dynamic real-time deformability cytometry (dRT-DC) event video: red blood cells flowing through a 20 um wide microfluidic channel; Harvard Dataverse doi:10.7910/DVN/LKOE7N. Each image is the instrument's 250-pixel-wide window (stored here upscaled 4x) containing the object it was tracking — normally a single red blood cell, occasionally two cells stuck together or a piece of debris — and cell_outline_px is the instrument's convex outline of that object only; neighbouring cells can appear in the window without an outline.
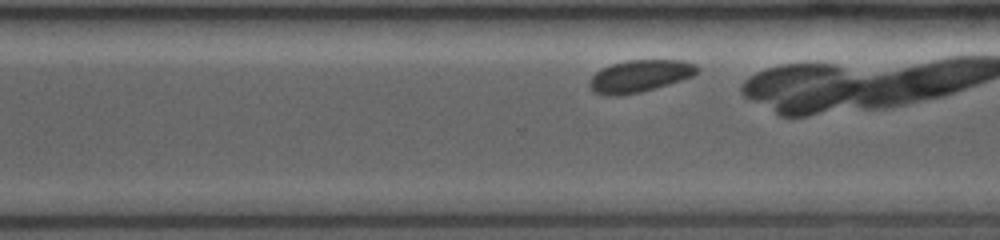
{"species": "common noctule bat (a hibernating species)", "species_latin": "Nyctalus noctula", "temperature_condition": "room temperature", "stored_images_in_passage": 20, "camera_frame_rate_fps": 3500, "um_per_image_px": 0.085, "animal": {"sex": "female", "body_mass_g": 19.0, "forearm_length_mm": 53.3}, "frame": {"image": 1, "passage_image": 17, "time_ms": 6.571, "image_size_px": [1000, 240], "cell_outline_px": [[700, 68], [692, 76], [668, 84], [640, 92], [620, 96], [608, 96], [596, 92], [588, 84], [592, 76], [596, 72], [612, 64], [628, 60], [684, 60], [696, 64]], "centroid_in_image_um": [54.39, 6.46], "position_along_channel_um": 316.2, "area_um2": 19.94}}